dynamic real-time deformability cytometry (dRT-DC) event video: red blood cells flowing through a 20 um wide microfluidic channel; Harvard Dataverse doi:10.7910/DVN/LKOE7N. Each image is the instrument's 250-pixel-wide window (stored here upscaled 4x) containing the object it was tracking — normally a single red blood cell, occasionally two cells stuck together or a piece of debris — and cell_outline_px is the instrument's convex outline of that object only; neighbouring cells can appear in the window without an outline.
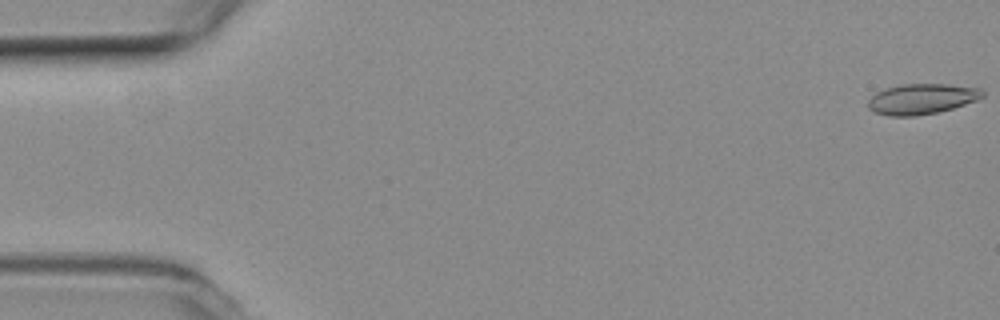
{"species": "common noctule bat (a hibernating species)", "species_latin": "Nyctalus noctula", "temperature_condition": "room temperature", "stored_images_in_passage": 3, "camera_frame_rate_fps": 3000, "um_per_image_px": 0.085, "animal": {"sex": "female", "body_mass_g": 19.3, "forearm_length_mm": 54.1}, "frame": {"image": 1, "passage_image": 1, "time_ms": 0.0, "image_size_px": [1000, 320], "cell_outline_px": [[984, 96], [976, 100], [952, 108], [936, 112], [916, 116], [888, 116], [876, 112], [868, 108], [868, 100], [876, 92], [884, 88], [900, 84], [948, 84], [980, 88], [984, 92]], "centroid_in_image_um": [78.32, 8.4], "position_along_channel_um": 6.7, "area_um2": 20.29}}